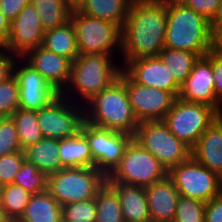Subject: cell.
Returning a JSON list of instances; mask_svg holds the SVG:
<instances>
[{"label": "cell", "mask_w": 222, "mask_h": 222, "mask_svg": "<svg viewBox=\"0 0 222 222\" xmlns=\"http://www.w3.org/2000/svg\"><path fill=\"white\" fill-rule=\"evenodd\" d=\"M133 0H84L77 8L81 13L124 26Z\"/></svg>", "instance_id": "cb8c5ba5"}, {"label": "cell", "mask_w": 222, "mask_h": 222, "mask_svg": "<svg viewBox=\"0 0 222 222\" xmlns=\"http://www.w3.org/2000/svg\"><path fill=\"white\" fill-rule=\"evenodd\" d=\"M210 27L214 36L222 30V1L212 19L210 20Z\"/></svg>", "instance_id": "7bdbcfd3"}, {"label": "cell", "mask_w": 222, "mask_h": 222, "mask_svg": "<svg viewBox=\"0 0 222 222\" xmlns=\"http://www.w3.org/2000/svg\"><path fill=\"white\" fill-rule=\"evenodd\" d=\"M158 57L169 68L174 79L181 85L189 76L199 55L193 52L164 48Z\"/></svg>", "instance_id": "83f0119b"}, {"label": "cell", "mask_w": 222, "mask_h": 222, "mask_svg": "<svg viewBox=\"0 0 222 222\" xmlns=\"http://www.w3.org/2000/svg\"><path fill=\"white\" fill-rule=\"evenodd\" d=\"M14 184L21 186L31 195L47 190V175L28 161H24L16 174Z\"/></svg>", "instance_id": "1f68e13d"}, {"label": "cell", "mask_w": 222, "mask_h": 222, "mask_svg": "<svg viewBox=\"0 0 222 222\" xmlns=\"http://www.w3.org/2000/svg\"><path fill=\"white\" fill-rule=\"evenodd\" d=\"M13 56L14 55L6 48L0 52V83L13 76L15 59L17 60L18 58L17 56Z\"/></svg>", "instance_id": "60d3db41"}, {"label": "cell", "mask_w": 222, "mask_h": 222, "mask_svg": "<svg viewBox=\"0 0 222 222\" xmlns=\"http://www.w3.org/2000/svg\"><path fill=\"white\" fill-rule=\"evenodd\" d=\"M80 131L91 149L95 168L106 177L115 169L133 135L83 121Z\"/></svg>", "instance_id": "8fae6325"}, {"label": "cell", "mask_w": 222, "mask_h": 222, "mask_svg": "<svg viewBox=\"0 0 222 222\" xmlns=\"http://www.w3.org/2000/svg\"><path fill=\"white\" fill-rule=\"evenodd\" d=\"M19 109V87L14 75L0 83V117H11Z\"/></svg>", "instance_id": "836d02e7"}, {"label": "cell", "mask_w": 222, "mask_h": 222, "mask_svg": "<svg viewBox=\"0 0 222 222\" xmlns=\"http://www.w3.org/2000/svg\"><path fill=\"white\" fill-rule=\"evenodd\" d=\"M85 103L88 107H84L85 121L133 136L136 133L139 122L132 111L125 84L119 77Z\"/></svg>", "instance_id": "3957f363"}, {"label": "cell", "mask_w": 222, "mask_h": 222, "mask_svg": "<svg viewBox=\"0 0 222 222\" xmlns=\"http://www.w3.org/2000/svg\"><path fill=\"white\" fill-rule=\"evenodd\" d=\"M44 31L38 11L30 3L23 7L11 22L7 43L4 46L13 55L22 58L27 52L43 44Z\"/></svg>", "instance_id": "9a60e30c"}, {"label": "cell", "mask_w": 222, "mask_h": 222, "mask_svg": "<svg viewBox=\"0 0 222 222\" xmlns=\"http://www.w3.org/2000/svg\"><path fill=\"white\" fill-rule=\"evenodd\" d=\"M205 56L212 64L216 111L220 114L222 111V54L213 48Z\"/></svg>", "instance_id": "74e56055"}, {"label": "cell", "mask_w": 222, "mask_h": 222, "mask_svg": "<svg viewBox=\"0 0 222 222\" xmlns=\"http://www.w3.org/2000/svg\"><path fill=\"white\" fill-rule=\"evenodd\" d=\"M173 222H205V202L180 196Z\"/></svg>", "instance_id": "d6a6232c"}, {"label": "cell", "mask_w": 222, "mask_h": 222, "mask_svg": "<svg viewBox=\"0 0 222 222\" xmlns=\"http://www.w3.org/2000/svg\"><path fill=\"white\" fill-rule=\"evenodd\" d=\"M4 49V45L0 42V52Z\"/></svg>", "instance_id": "c3c4849f"}, {"label": "cell", "mask_w": 222, "mask_h": 222, "mask_svg": "<svg viewBox=\"0 0 222 222\" xmlns=\"http://www.w3.org/2000/svg\"><path fill=\"white\" fill-rule=\"evenodd\" d=\"M11 23L0 11V42L5 46L10 31Z\"/></svg>", "instance_id": "ee69618b"}, {"label": "cell", "mask_w": 222, "mask_h": 222, "mask_svg": "<svg viewBox=\"0 0 222 222\" xmlns=\"http://www.w3.org/2000/svg\"><path fill=\"white\" fill-rule=\"evenodd\" d=\"M62 206L46 190L31 195L24 214L17 222H61Z\"/></svg>", "instance_id": "d4e9b609"}, {"label": "cell", "mask_w": 222, "mask_h": 222, "mask_svg": "<svg viewBox=\"0 0 222 222\" xmlns=\"http://www.w3.org/2000/svg\"><path fill=\"white\" fill-rule=\"evenodd\" d=\"M84 0H66V2L68 3V5L72 8V9H77L83 2Z\"/></svg>", "instance_id": "bcb514c9"}, {"label": "cell", "mask_w": 222, "mask_h": 222, "mask_svg": "<svg viewBox=\"0 0 222 222\" xmlns=\"http://www.w3.org/2000/svg\"><path fill=\"white\" fill-rule=\"evenodd\" d=\"M25 63V64H24ZM15 62L13 75L19 87V109L37 111L53 102L61 93L25 61Z\"/></svg>", "instance_id": "5bb4252c"}, {"label": "cell", "mask_w": 222, "mask_h": 222, "mask_svg": "<svg viewBox=\"0 0 222 222\" xmlns=\"http://www.w3.org/2000/svg\"><path fill=\"white\" fill-rule=\"evenodd\" d=\"M112 61L108 54H80L72 62L70 81L62 96L67 98L70 96L68 92L75 89L84 98L81 103L88 102L118 78L122 68Z\"/></svg>", "instance_id": "277c9868"}, {"label": "cell", "mask_w": 222, "mask_h": 222, "mask_svg": "<svg viewBox=\"0 0 222 222\" xmlns=\"http://www.w3.org/2000/svg\"><path fill=\"white\" fill-rule=\"evenodd\" d=\"M165 47L205 56L215 47L210 21L180 0H167Z\"/></svg>", "instance_id": "7a4b0ae2"}, {"label": "cell", "mask_w": 222, "mask_h": 222, "mask_svg": "<svg viewBox=\"0 0 222 222\" xmlns=\"http://www.w3.org/2000/svg\"><path fill=\"white\" fill-rule=\"evenodd\" d=\"M133 139L169 171L191 157V147L178 139L163 121L140 122Z\"/></svg>", "instance_id": "52a82bcc"}, {"label": "cell", "mask_w": 222, "mask_h": 222, "mask_svg": "<svg viewBox=\"0 0 222 222\" xmlns=\"http://www.w3.org/2000/svg\"><path fill=\"white\" fill-rule=\"evenodd\" d=\"M0 222H12L11 220H8V218L6 217L2 207L1 200H0Z\"/></svg>", "instance_id": "7dc6e473"}, {"label": "cell", "mask_w": 222, "mask_h": 222, "mask_svg": "<svg viewBox=\"0 0 222 222\" xmlns=\"http://www.w3.org/2000/svg\"><path fill=\"white\" fill-rule=\"evenodd\" d=\"M205 222H222V193L205 203Z\"/></svg>", "instance_id": "b9f144b4"}, {"label": "cell", "mask_w": 222, "mask_h": 222, "mask_svg": "<svg viewBox=\"0 0 222 222\" xmlns=\"http://www.w3.org/2000/svg\"><path fill=\"white\" fill-rule=\"evenodd\" d=\"M188 8L206 17L209 21L216 13L222 0H180Z\"/></svg>", "instance_id": "f35d334b"}, {"label": "cell", "mask_w": 222, "mask_h": 222, "mask_svg": "<svg viewBox=\"0 0 222 222\" xmlns=\"http://www.w3.org/2000/svg\"><path fill=\"white\" fill-rule=\"evenodd\" d=\"M24 161L23 150L0 157V187L14 182Z\"/></svg>", "instance_id": "8d00e7d4"}, {"label": "cell", "mask_w": 222, "mask_h": 222, "mask_svg": "<svg viewBox=\"0 0 222 222\" xmlns=\"http://www.w3.org/2000/svg\"><path fill=\"white\" fill-rule=\"evenodd\" d=\"M150 222H173L180 198L178 189L167 176L164 180L145 187Z\"/></svg>", "instance_id": "ffe728a7"}, {"label": "cell", "mask_w": 222, "mask_h": 222, "mask_svg": "<svg viewBox=\"0 0 222 222\" xmlns=\"http://www.w3.org/2000/svg\"><path fill=\"white\" fill-rule=\"evenodd\" d=\"M23 151L25 160L33 163L39 171L46 175L63 169L60 163L57 139L43 137L40 141L23 149Z\"/></svg>", "instance_id": "603a6c76"}, {"label": "cell", "mask_w": 222, "mask_h": 222, "mask_svg": "<svg viewBox=\"0 0 222 222\" xmlns=\"http://www.w3.org/2000/svg\"><path fill=\"white\" fill-rule=\"evenodd\" d=\"M168 177L173 181L180 196L209 202L222 193V178L201 165L192 156L172 167Z\"/></svg>", "instance_id": "30bf717a"}, {"label": "cell", "mask_w": 222, "mask_h": 222, "mask_svg": "<svg viewBox=\"0 0 222 222\" xmlns=\"http://www.w3.org/2000/svg\"><path fill=\"white\" fill-rule=\"evenodd\" d=\"M96 212L95 198L62 206L63 219L74 222H96Z\"/></svg>", "instance_id": "e575fe53"}, {"label": "cell", "mask_w": 222, "mask_h": 222, "mask_svg": "<svg viewBox=\"0 0 222 222\" xmlns=\"http://www.w3.org/2000/svg\"><path fill=\"white\" fill-rule=\"evenodd\" d=\"M58 150L63 168H95L90 146L81 131L71 137L58 140Z\"/></svg>", "instance_id": "7402d4cb"}, {"label": "cell", "mask_w": 222, "mask_h": 222, "mask_svg": "<svg viewBox=\"0 0 222 222\" xmlns=\"http://www.w3.org/2000/svg\"><path fill=\"white\" fill-rule=\"evenodd\" d=\"M30 3L38 11L44 32L70 21L72 8L66 0H30Z\"/></svg>", "instance_id": "4316f807"}, {"label": "cell", "mask_w": 222, "mask_h": 222, "mask_svg": "<svg viewBox=\"0 0 222 222\" xmlns=\"http://www.w3.org/2000/svg\"><path fill=\"white\" fill-rule=\"evenodd\" d=\"M178 97L212 106L216 110L212 64L206 56L199 57L195 62L189 76L180 86Z\"/></svg>", "instance_id": "ac0fdd59"}, {"label": "cell", "mask_w": 222, "mask_h": 222, "mask_svg": "<svg viewBox=\"0 0 222 222\" xmlns=\"http://www.w3.org/2000/svg\"><path fill=\"white\" fill-rule=\"evenodd\" d=\"M191 156L222 178V117L220 115L191 148Z\"/></svg>", "instance_id": "d6986e66"}, {"label": "cell", "mask_w": 222, "mask_h": 222, "mask_svg": "<svg viewBox=\"0 0 222 222\" xmlns=\"http://www.w3.org/2000/svg\"><path fill=\"white\" fill-rule=\"evenodd\" d=\"M12 117H0V157L22 151Z\"/></svg>", "instance_id": "d590c367"}, {"label": "cell", "mask_w": 222, "mask_h": 222, "mask_svg": "<svg viewBox=\"0 0 222 222\" xmlns=\"http://www.w3.org/2000/svg\"><path fill=\"white\" fill-rule=\"evenodd\" d=\"M118 77L125 84L132 111L139 123L164 119L176 98L171 92L135 83L122 69Z\"/></svg>", "instance_id": "4fadbf2b"}, {"label": "cell", "mask_w": 222, "mask_h": 222, "mask_svg": "<svg viewBox=\"0 0 222 222\" xmlns=\"http://www.w3.org/2000/svg\"><path fill=\"white\" fill-rule=\"evenodd\" d=\"M70 21L75 30L80 54L112 56L114 47L121 50L122 29L116 24L85 15L77 9H72Z\"/></svg>", "instance_id": "ba28073f"}, {"label": "cell", "mask_w": 222, "mask_h": 222, "mask_svg": "<svg viewBox=\"0 0 222 222\" xmlns=\"http://www.w3.org/2000/svg\"><path fill=\"white\" fill-rule=\"evenodd\" d=\"M31 194L14 183L0 187V200L8 220L18 221L24 214Z\"/></svg>", "instance_id": "f1b7e54d"}, {"label": "cell", "mask_w": 222, "mask_h": 222, "mask_svg": "<svg viewBox=\"0 0 222 222\" xmlns=\"http://www.w3.org/2000/svg\"><path fill=\"white\" fill-rule=\"evenodd\" d=\"M106 181L94 167L63 168L47 175V191L63 206L95 198Z\"/></svg>", "instance_id": "5b68a950"}, {"label": "cell", "mask_w": 222, "mask_h": 222, "mask_svg": "<svg viewBox=\"0 0 222 222\" xmlns=\"http://www.w3.org/2000/svg\"><path fill=\"white\" fill-rule=\"evenodd\" d=\"M219 115L212 106L176 97L162 121L178 139L192 148Z\"/></svg>", "instance_id": "9c48e42d"}, {"label": "cell", "mask_w": 222, "mask_h": 222, "mask_svg": "<svg viewBox=\"0 0 222 222\" xmlns=\"http://www.w3.org/2000/svg\"><path fill=\"white\" fill-rule=\"evenodd\" d=\"M22 149L40 141L44 136L39 127L36 111L18 109L12 114Z\"/></svg>", "instance_id": "4dcf8cb0"}, {"label": "cell", "mask_w": 222, "mask_h": 222, "mask_svg": "<svg viewBox=\"0 0 222 222\" xmlns=\"http://www.w3.org/2000/svg\"><path fill=\"white\" fill-rule=\"evenodd\" d=\"M96 222H125L117 193L107 184L97 192Z\"/></svg>", "instance_id": "f546056e"}, {"label": "cell", "mask_w": 222, "mask_h": 222, "mask_svg": "<svg viewBox=\"0 0 222 222\" xmlns=\"http://www.w3.org/2000/svg\"><path fill=\"white\" fill-rule=\"evenodd\" d=\"M167 176L168 171L160 161L132 139L119 164L107 176L106 183L147 187Z\"/></svg>", "instance_id": "8992f818"}, {"label": "cell", "mask_w": 222, "mask_h": 222, "mask_svg": "<svg viewBox=\"0 0 222 222\" xmlns=\"http://www.w3.org/2000/svg\"><path fill=\"white\" fill-rule=\"evenodd\" d=\"M118 195L125 222H150L145 187L107 183Z\"/></svg>", "instance_id": "44dd1931"}, {"label": "cell", "mask_w": 222, "mask_h": 222, "mask_svg": "<svg viewBox=\"0 0 222 222\" xmlns=\"http://www.w3.org/2000/svg\"><path fill=\"white\" fill-rule=\"evenodd\" d=\"M18 59L38 71L60 93L70 81L72 61L47 50L42 45Z\"/></svg>", "instance_id": "e0dca14e"}, {"label": "cell", "mask_w": 222, "mask_h": 222, "mask_svg": "<svg viewBox=\"0 0 222 222\" xmlns=\"http://www.w3.org/2000/svg\"><path fill=\"white\" fill-rule=\"evenodd\" d=\"M122 70L135 82L171 92L178 97L180 84L174 79L169 68L158 56L140 57L130 60Z\"/></svg>", "instance_id": "2e32d148"}, {"label": "cell", "mask_w": 222, "mask_h": 222, "mask_svg": "<svg viewBox=\"0 0 222 222\" xmlns=\"http://www.w3.org/2000/svg\"><path fill=\"white\" fill-rule=\"evenodd\" d=\"M61 222H74V221H69V220H66V219L62 218Z\"/></svg>", "instance_id": "681fc988"}, {"label": "cell", "mask_w": 222, "mask_h": 222, "mask_svg": "<svg viewBox=\"0 0 222 222\" xmlns=\"http://www.w3.org/2000/svg\"><path fill=\"white\" fill-rule=\"evenodd\" d=\"M42 46L72 62L80 55L74 27L71 21L44 32Z\"/></svg>", "instance_id": "484cf974"}, {"label": "cell", "mask_w": 222, "mask_h": 222, "mask_svg": "<svg viewBox=\"0 0 222 222\" xmlns=\"http://www.w3.org/2000/svg\"><path fill=\"white\" fill-rule=\"evenodd\" d=\"M167 0H133L122 27L123 66L140 57L158 56L165 48Z\"/></svg>", "instance_id": "6da1fadb"}, {"label": "cell", "mask_w": 222, "mask_h": 222, "mask_svg": "<svg viewBox=\"0 0 222 222\" xmlns=\"http://www.w3.org/2000/svg\"><path fill=\"white\" fill-rule=\"evenodd\" d=\"M222 54V30L215 36V47Z\"/></svg>", "instance_id": "f6af8a7d"}, {"label": "cell", "mask_w": 222, "mask_h": 222, "mask_svg": "<svg viewBox=\"0 0 222 222\" xmlns=\"http://www.w3.org/2000/svg\"><path fill=\"white\" fill-rule=\"evenodd\" d=\"M30 0H0V11L11 23Z\"/></svg>", "instance_id": "ab89813d"}, {"label": "cell", "mask_w": 222, "mask_h": 222, "mask_svg": "<svg viewBox=\"0 0 222 222\" xmlns=\"http://www.w3.org/2000/svg\"><path fill=\"white\" fill-rule=\"evenodd\" d=\"M68 98L65 99L60 94L49 105L36 111L44 137L61 140L80 131L84 121V106L78 104L79 107H76L74 99ZM70 99H73L72 102L69 101Z\"/></svg>", "instance_id": "7c38bea8"}]
</instances>
